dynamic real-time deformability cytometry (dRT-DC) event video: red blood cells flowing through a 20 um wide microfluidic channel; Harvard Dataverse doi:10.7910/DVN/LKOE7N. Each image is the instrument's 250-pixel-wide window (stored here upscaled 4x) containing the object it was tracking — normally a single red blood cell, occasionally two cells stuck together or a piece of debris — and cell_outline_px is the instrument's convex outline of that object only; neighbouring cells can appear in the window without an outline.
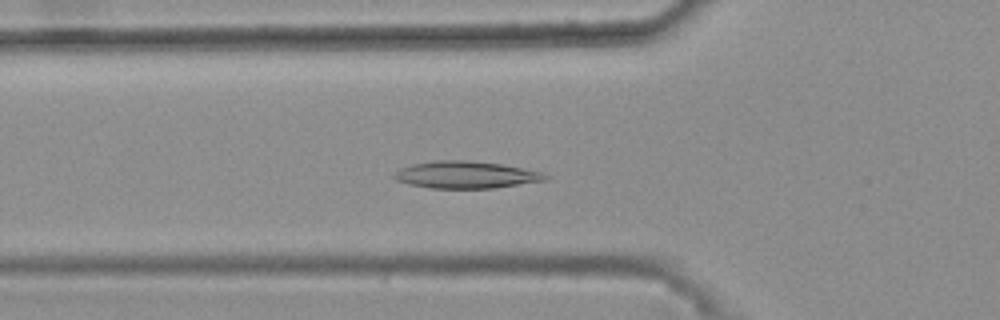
{"species": "common noctule bat (a hibernating species)", "species_latin": "Nyctalus noctula", "temperature_condition": "warm", "stored_images_in_passage": 43, "camera_frame_rate_fps": 3000, "um_per_image_px": 0.085, "animal": {"sex": "female", "body_mass_g": 25.1}, "frame": {"image": 1, "passage_image": 16, "time_ms": 5.0, "image_size_px": [1000, 320], "cell_outline_px": [[552, 176], [548, 180], [496, 188], [428, 188], [408, 184], [396, 180], [392, 176], [400, 168], [412, 164], [432, 160], [468, 160], [500, 164], [544, 172]], "centroid_in_image_um": [39.63, 14.86], "position_along_channel_um": 86.2, "area_um2": 24.16}}
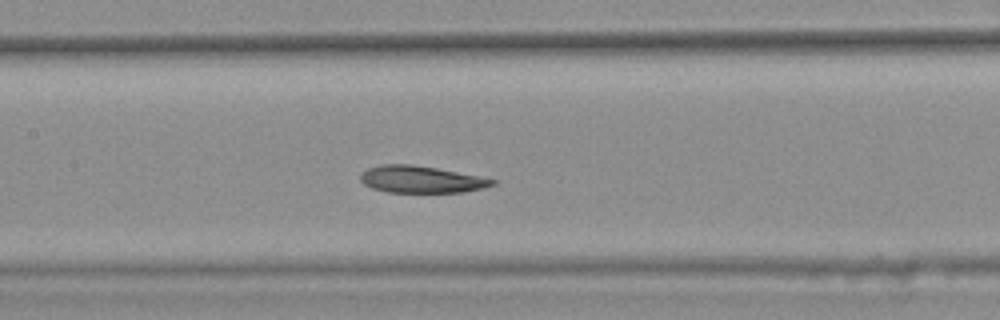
{"frame": {"image": 2, "passage_image": 23, "time_ms": 7.333, "image_size_px": [1000, 320], "cell_outline_px": [[496, 184], [484, 188], [460, 192], [388, 192], [372, 188], [364, 184], [360, 180], [360, 176], [368, 168], [380, 164], [412, 164], [436, 168], [496, 180]], "centroid_in_image_um": [35.76, 15.25], "position_along_channel_um": 171.6, "area_um2": 20.46}}
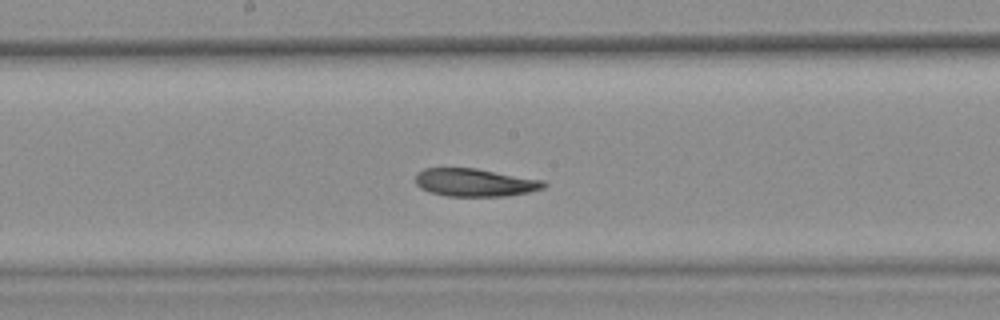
{"frame": {"image": 3, "passage_image": 26, "time_ms": 8.333, "image_size_px": [1000, 320], "cell_outline_px": [[548, 184], [544, 188], [528, 192], [508, 196], [448, 196], [428, 192], [420, 188], [416, 184], [416, 172], [424, 168], [476, 168], [544, 180]], "centroid_in_image_um": [40.36, 15.51], "position_along_channel_um": 207.8, "area_um2": 21.04}, "authors_computed_cell_mechanics": {"area_um2": 21.7328, "velocity_mm_per_s": 3.6577, "shape_relaxation_time_tau1_ms": null, "shape_relaxation_time_tau2_ms": 7.4477, "deformation_change_tau1": null, "deformation_change_tau2": 0.1298}}